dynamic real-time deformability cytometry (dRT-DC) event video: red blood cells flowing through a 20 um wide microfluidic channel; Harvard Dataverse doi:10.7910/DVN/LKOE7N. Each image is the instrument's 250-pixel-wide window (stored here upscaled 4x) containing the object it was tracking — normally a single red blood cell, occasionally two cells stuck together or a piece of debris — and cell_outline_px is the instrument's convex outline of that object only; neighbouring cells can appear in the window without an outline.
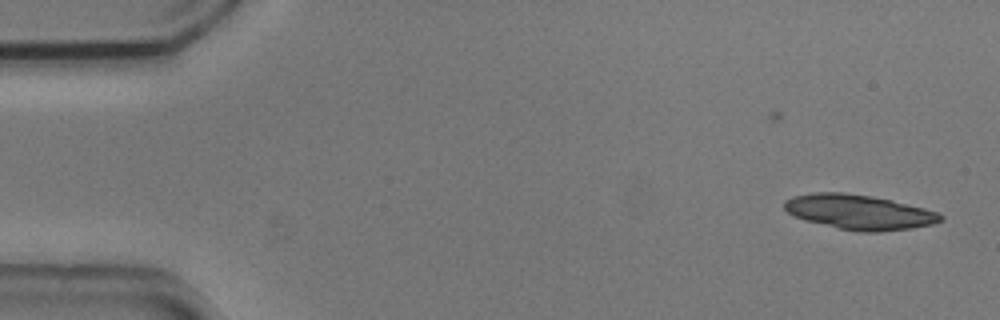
{"species": "common noctule bat (a hibernating species)", "species_latin": "Nyctalus noctula", "temperature_condition": "cold", "stored_images_in_passage": 10, "camera_frame_rate_fps": 3000, "um_per_image_px": 0.085, "animal": {"sex": "male", "body_mass_g": 20.5, "forearm_length_mm": 52.5}, "frame": {"image": 1, "passage_image": 1, "time_ms": 0.0, "image_size_px": [1000, 320], "cell_outline_px": [[944, 220], [932, 224], [912, 228], [880, 232], [856, 232], [804, 220], [788, 212], [784, 208], [784, 200], [792, 196], [812, 192], [844, 192], [872, 196], [892, 200], [924, 208], [936, 212], [944, 216]], "centroid_in_image_um": [73.02, 18.02], "position_along_channel_um": 12.0, "area_um2": 31.79}}